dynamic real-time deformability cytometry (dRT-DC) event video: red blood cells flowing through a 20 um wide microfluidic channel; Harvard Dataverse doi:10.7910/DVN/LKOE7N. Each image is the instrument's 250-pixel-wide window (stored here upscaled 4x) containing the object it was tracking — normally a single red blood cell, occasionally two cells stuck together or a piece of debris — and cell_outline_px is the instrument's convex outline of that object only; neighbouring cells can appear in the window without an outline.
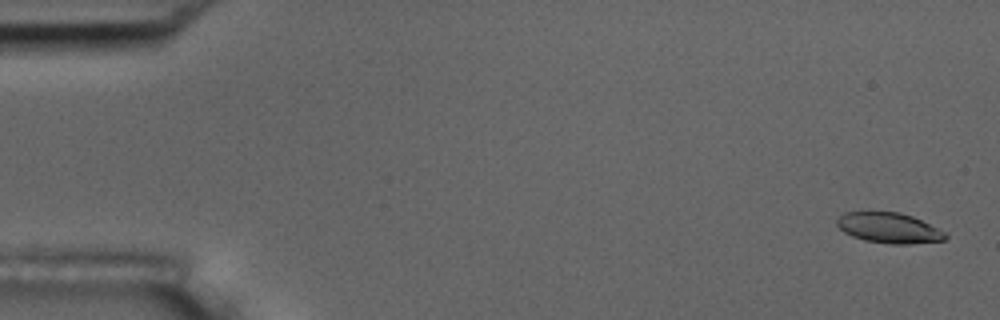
{"species": "common noctule bat (a hibernating species)", "species_latin": "Nyctalus noctula", "temperature_condition": "room temperature", "stored_images_in_passage": 57, "camera_frame_rate_fps": 3000, "um_per_image_px": 0.085, "animal": {"sex": "male", "body_mass_g": 17.5, "forearm_length_mm": 52.3}, "frame": {"image": 1, "passage_image": 2, "time_ms": 0.333, "image_size_px": [1000, 320], "cell_outline_px": [[948, 236], [944, 240], [908, 244], [892, 244], [864, 240], [852, 236], [844, 232], [836, 224], [836, 220], [844, 212], [900, 212], [912, 216], [944, 232]], "centroid_in_image_um": [75.53, 19.37], "position_along_channel_um": 9.5, "area_um2": 18.96}}
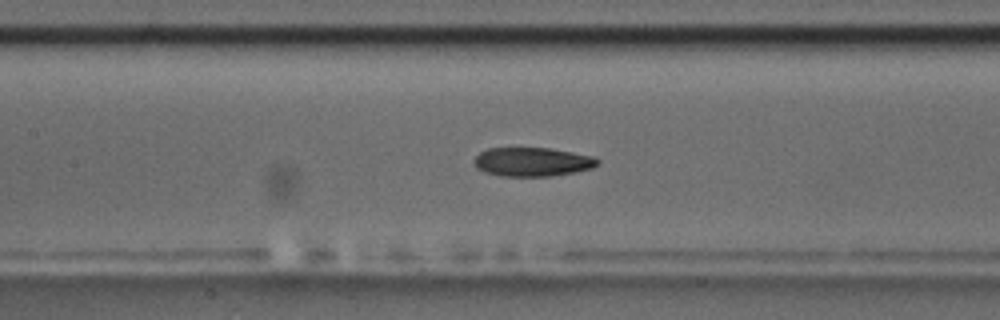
{"frame": {"image": 2, "passage_image": 26, "time_ms": 8.333, "image_size_px": [1000, 320], "cell_outline_px": [[600, 160], [592, 168], [576, 172], [552, 176], [500, 176], [484, 172], [476, 168], [472, 160], [480, 152], [488, 148], [548, 148], [572, 152], [592, 156]], "centroid_in_image_um": [45.21, 13.76], "position_along_channel_um": 162.2, "area_um2": 20.87}}
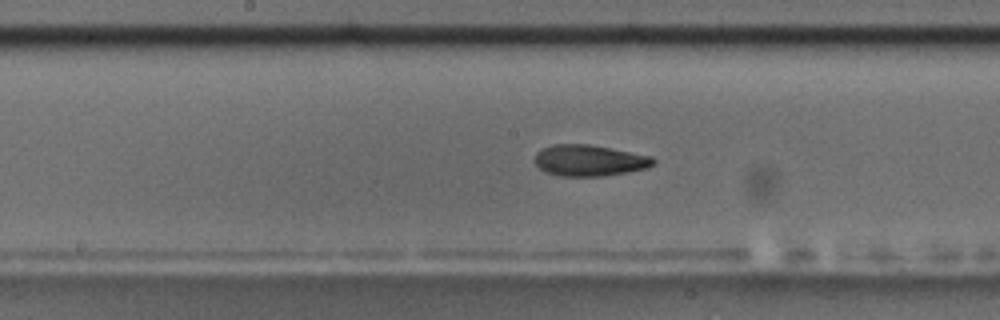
{"frame": {"image": 3, "passage_image": 29, "time_ms": 9.333, "image_size_px": [1000, 320], "cell_outline_px": [[656, 164], [648, 168], [628, 172], [604, 176], [560, 176], [548, 172], [540, 168], [536, 164], [536, 152], [552, 144], [588, 144], [652, 156], [656, 160]], "centroid_in_image_um": [50.15, 13.64], "position_along_channel_um": 198.1, "area_um2": 21.5}, "authors_computed_cell_mechanics": {"area_um2": 21.386, "velocity_mm_per_s": 3.6257, "shape_relaxation_time_tau1_ms": 3.8946, "shape_relaxation_time_tau2_ms": 2.9973, "deformation_change_tau1": 0.1681, "deformation_change_tau2": 0.0927}}